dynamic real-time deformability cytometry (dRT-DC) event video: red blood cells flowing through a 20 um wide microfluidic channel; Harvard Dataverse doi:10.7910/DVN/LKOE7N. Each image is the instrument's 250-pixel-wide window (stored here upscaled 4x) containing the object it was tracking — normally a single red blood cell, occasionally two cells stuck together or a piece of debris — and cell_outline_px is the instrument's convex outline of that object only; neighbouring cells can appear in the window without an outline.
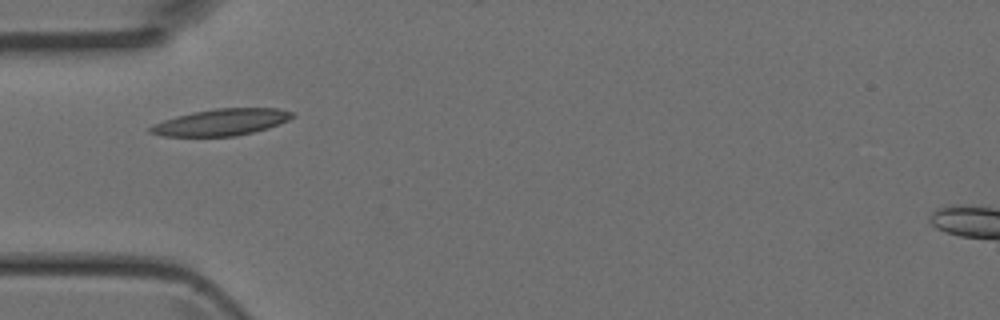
{"species": "Egyptian fruit bat (a non-hibernating species)", "species_latin": "Rousettus aegyptiacus", "temperature_condition": "room temperature", "stored_images_in_passage": 1, "camera_frame_rate_fps": 3000, "um_per_image_px": 0.085, "animal": {"sex": "female"}, "frame": {"image": 1, "passage_image": 1, "time_ms": 0.0, "image_size_px": [1000, 320], "cell_outline_px": [[296, 116], [288, 120], [268, 128], [236, 136], [164, 136], [148, 132], [148, 128], [152, 124], [176, 116], [192, 112], [216, 108], [276, 108], [292, 112]], "centroid_in_image_um": [18.79, 10.38], "position_along_channel_um": 66.2, "area_um2": 21.96}}